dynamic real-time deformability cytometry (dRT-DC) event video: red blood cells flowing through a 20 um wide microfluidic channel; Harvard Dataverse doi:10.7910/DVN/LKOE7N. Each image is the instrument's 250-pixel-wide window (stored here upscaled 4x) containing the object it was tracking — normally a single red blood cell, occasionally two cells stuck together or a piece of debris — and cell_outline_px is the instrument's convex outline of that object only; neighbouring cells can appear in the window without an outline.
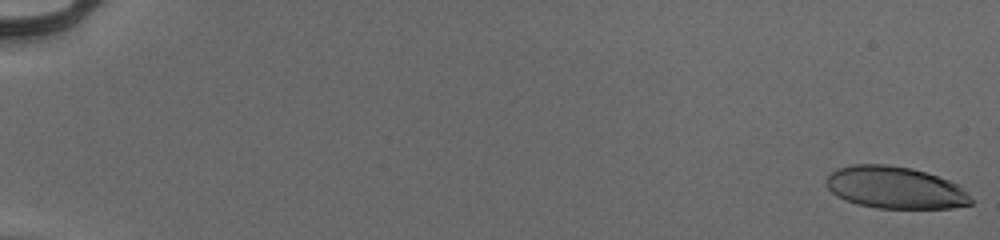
{"species": "human", "species_latin": "Homo sapiens", "temperature_condition": "cold", "stored_images_in_passage": 54, "camera_frame_rate_fps": 3000, "um_per_image_px": 0.085, "donor": {"sex": "male"}, "frame": {"image": 1, "passage_image": 1, "time_ms": 0.0, "image_size_px": [1000, 240], "cell_outline_px": [[972, 204], [952, 208], [876, 208], [856, 204], [844, 200], [836, 196], [824, 184], [824, 180], [832, 172], [840, 168], [852, 164], [888, 164], [912, 168], [960, 184], [968, 192], [972, 200]], "centroid_in_image_um": [76.08, 15.95], "position_along_channel_um": 8.9, "area_um2": 35.78}}
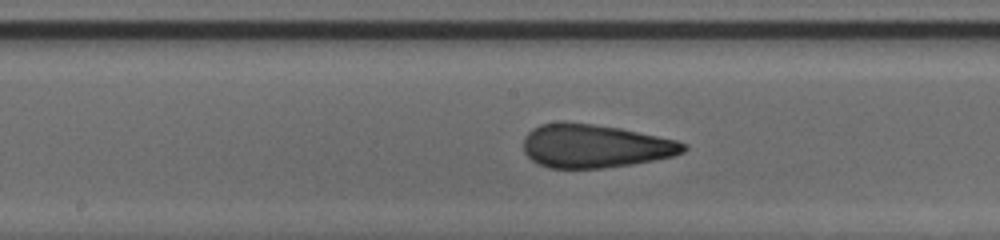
{"frame": {"image": 2, "passage_image": 31, "time_ms": 10.0, "image_size_px": [1000, 240], "cell_outline_px": [[688, 148], [684, 152], [672, 156], [632, 164], [604, 168], [548, 168], [532, 160], [524, 152], [524, 136], [532, 128], [540, 124], [560, 120], [564, 120], [620, 128], [676, 140], [688, 144]], "centroid_in_image_um": [50.54, 12.39], "position_along_channel_um": 197.7, "area_um2": 40.75}}
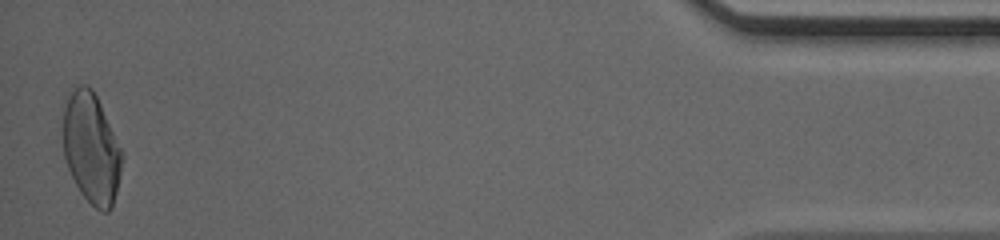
{"frame": {"image": 3, "passage_image": 54, "time_ms": 17.667, "image_size_px": [1000, 240], "cell_outline_px": [[124, 156], [116, 192], [112, 208], [108, 212], [100, 212], [80, 192], [68, 168], [64, 156], [64, 96], [68, 88], [80, 84], [88, 84], [92, 88], [100, 104]], "centroid_in_image_um": [7.74, 12.55], "position_along_channel_um": 427.5, "area_um2": 38.09}, "authors_computed_cell_mechanics": {"area_um2": 39.015, "velocity_mm_per_s": 3.9849, "shape_relaxation_time_tau1_ms": 6.7102, "shape_relaxation_time_tau2_ms": 1.0159, "deformation_change_tau1": 0.2351, "deformation_change_tau2": 0.0909}}